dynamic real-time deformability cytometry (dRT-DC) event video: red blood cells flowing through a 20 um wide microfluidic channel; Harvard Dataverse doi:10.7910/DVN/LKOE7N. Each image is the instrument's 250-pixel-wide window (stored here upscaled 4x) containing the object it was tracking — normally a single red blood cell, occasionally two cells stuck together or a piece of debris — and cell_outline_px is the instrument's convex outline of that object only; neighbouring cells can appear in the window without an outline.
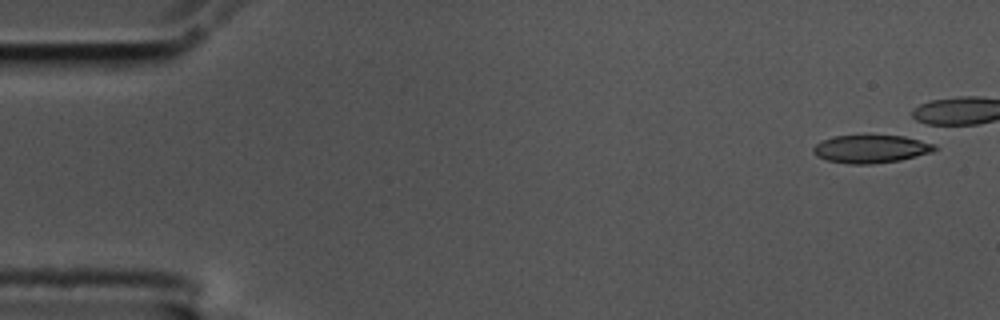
{"species": "common noctule bat (a hibernating species)", "species_latin": "Nyctalus noctula", "temperature_condition": "cold", "stored_images_in_passage": 5, "camera_frame_rate_fps": 3000, "um_per_image_px": 0.085, "animal": {"sex": "male", "body_mass_g": 17.5, "forearm_length_mm": 52.3}, "frame": {"image": 1, "passage_image": 1, "time_ms": 0.0, "image_size_px": [1000, 320], "cell_outline_px": [[940, 148], [932, 152], [900, 160], [872, 164], [848, 164], [828, 160], [816, 156], [812, 152], [812, 148], [820, 140], [836, 136], [904, 136], [928, 140], [936, 144]], "centroid_in_image_um": [74.09, 12.66], "position_along_channel_um": 10.9, "area_um2": 20.06}}